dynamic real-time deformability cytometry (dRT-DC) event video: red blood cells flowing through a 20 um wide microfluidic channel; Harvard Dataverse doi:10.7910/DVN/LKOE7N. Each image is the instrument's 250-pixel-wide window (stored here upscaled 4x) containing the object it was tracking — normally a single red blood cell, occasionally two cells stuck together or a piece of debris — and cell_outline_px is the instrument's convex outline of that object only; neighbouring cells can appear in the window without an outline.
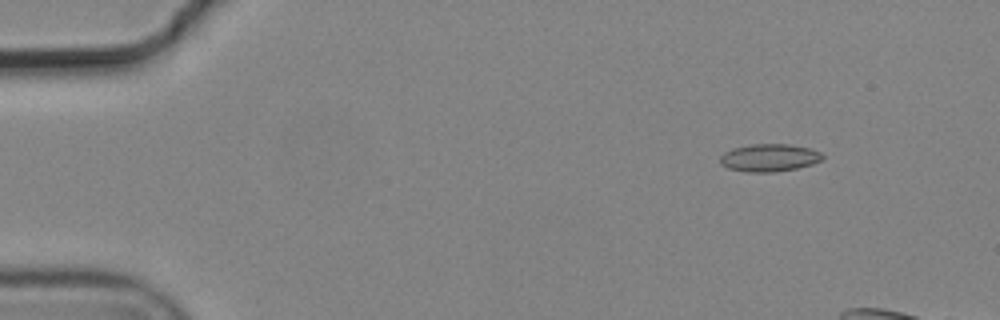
{"species": "common noctule bat (a hibernating species)", "species_latin": "Nyctalus noctula", "temperature_condition": "cold", "stored_images_in_passage": 7, "segment_of_instrument_passage": [1, 2], "camera_frame_rate_fps": 3000, "um_per_image_px": 0.085, "animal": {"sex": "male", "body_mass_g": 19.2, "forearm_length_mm": 51.8}, "frame": {"image": 1, "passage_image": 2, "time_ms": 0.333, "image_size_px": [1000, 320], "cell_outline_px": [[824, 156], [820, 160], [812, 164], [796, 168], [776, 172], [748, 172], [728, 168], [720, 164], [720, 156], [724, 152], [732, 148], [752, 144], [788, 144], [808, 148], [820, 152]], "centroid_in_image_um": [65.35, 13.41], "position_along_channel_um": 19.6, "area_um2": 16.42}}
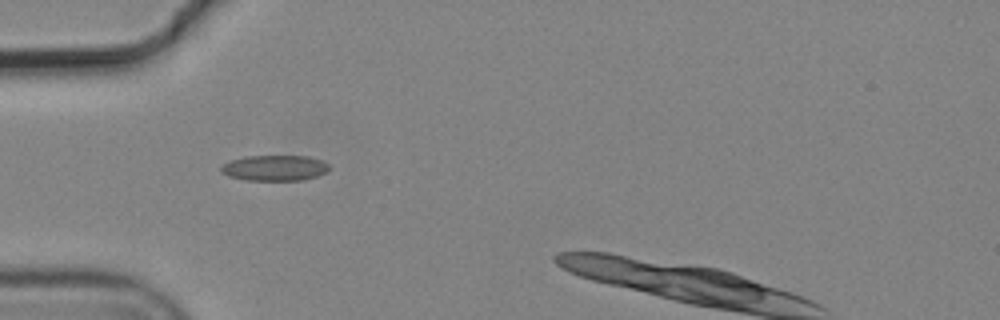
{"frame": {"image": 2, "passage_image": 5, "time_ms": 1.333, "image_size_px": [1000, 320], "cell_outline_px": [[332, 168], [316, 176], [304, 180], [248, 180], [228, 176], [220, 172], [220, 164], [228, 160], [244, 156], [308, 156], [320, 160], [328, 164]], "centroid_in_image_um": [23.29, 14.27], "position_along_channel_um": 61.7, "area_um2": 16.3}}
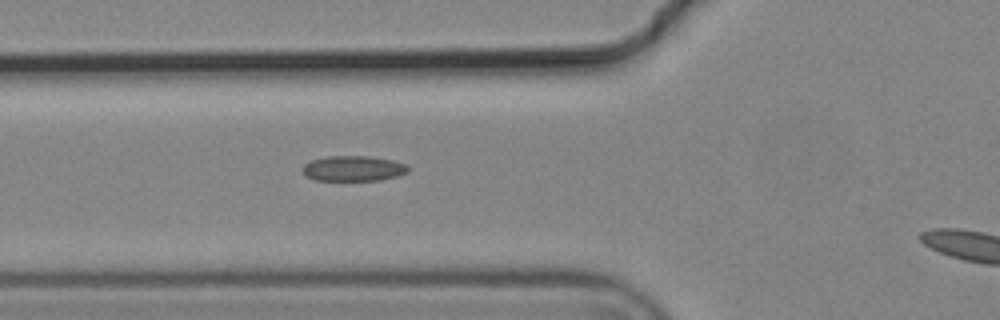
{"frame": {"image": 3, "passage_image": 6, "time_ms": 1.667, "image_size_px": [1000, 320], "cell_outline_px": [[408, 172], [396, 176], [380, 180], [316, 180], [304, 176], [300, 168], [304, 164], [312, 160], [328, 156], [372, 156], [392, 160], [408, 164]], "centroid_in_image_um": [30.01, 14.31], "position_along_channel_um": 95.8, "area_um2": 15.72}}